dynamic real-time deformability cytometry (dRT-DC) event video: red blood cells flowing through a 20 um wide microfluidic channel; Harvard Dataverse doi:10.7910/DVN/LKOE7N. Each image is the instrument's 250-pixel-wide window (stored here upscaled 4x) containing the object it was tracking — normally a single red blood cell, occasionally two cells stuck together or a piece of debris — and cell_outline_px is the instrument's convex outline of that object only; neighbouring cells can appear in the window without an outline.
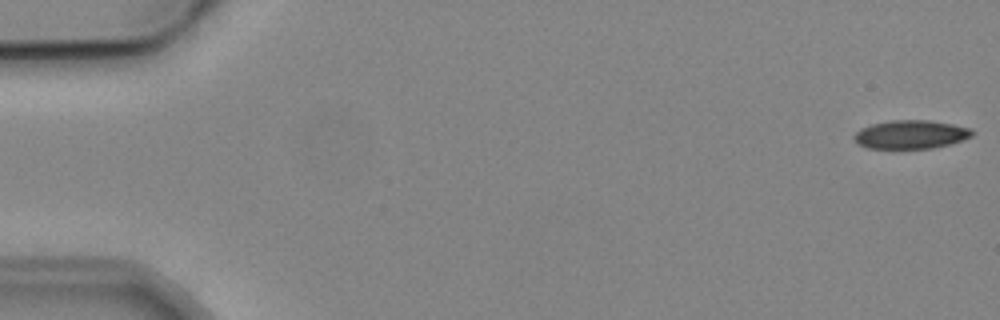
{"species": "common noctule bat (a hibernating species)", "species_latin": "Nyctalus noctula", "temperature_condition": "cold", "stored_images_in_passage": 6, "camera_frame_rate_fps": 3000, "um_per_image_px": 0.085, "animal": {"sex": "male", "body_mass_g": 19.2, "forearm_length_mm": 51.8}, "frame": {"image": 1, "passage_image": 1, "time_ms": 0.0, "image_size_px": [1000, 320], "cell_outline_px": [[976, 132], [972, 136], [948, 144], [932, 148], [868, 148], [860, 144], [852, 136], [860, 128], [872, 124], [892, 120], [928, 120], [952, 124], [972, 128]], "centroid_in_image_um": [77.43, 11.42], "position_along_channel_um": 7.6, "area_um2": 19.48}}
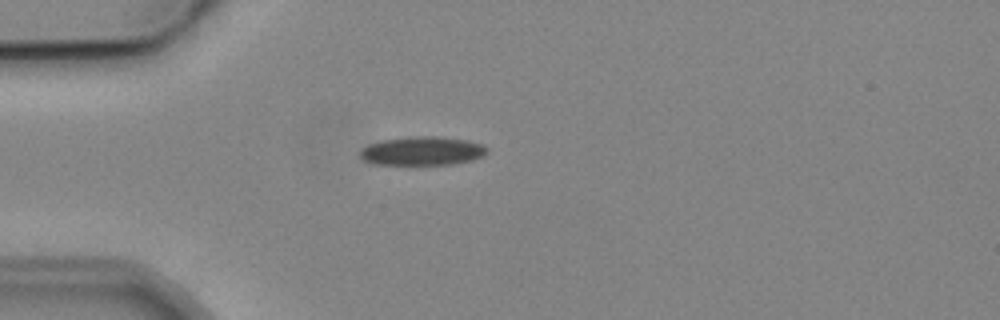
{"frame": {"image": 2, "passage_image": 5, "time_ms": 4.667, "image_size_px": [1000, 320], "cell_outline_px": [[488, 152], [484, 156], [472, 160], [452, 164], [372, 164], [364, 160], [360, 156], [360, 152], [368, 144], [380, 140], [416, 136], [436, 136], [468, 140], [480, 144], [488, 148]], "centroid_in_image_um": [35.91, 12.83], "position_along_channel_um": 49.1, "area_um2": 21.21}}